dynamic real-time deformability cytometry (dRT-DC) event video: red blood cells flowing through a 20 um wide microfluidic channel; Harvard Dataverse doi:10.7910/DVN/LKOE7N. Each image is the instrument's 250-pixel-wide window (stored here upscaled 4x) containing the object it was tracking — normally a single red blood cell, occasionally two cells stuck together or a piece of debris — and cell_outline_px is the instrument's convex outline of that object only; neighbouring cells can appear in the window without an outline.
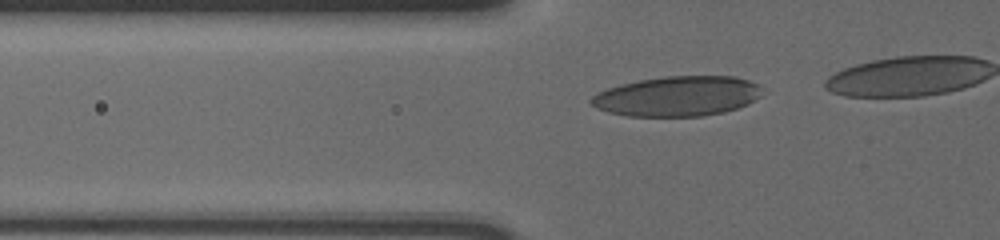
{"species": "human", "species_latin": "Homo sapiens", "temperature_condition": "cold", "stored_images_in_passage": 9, "camera_frame_rate_fps": 3000, "um_per_image_px": 0.085, "donor": {"sex": "male"}, "frame": {"image": 1, "passage_image": 2, "time_ms": 0.333, "image_size_px": [1000, 240], "cell_outline_px": [[760, 96], [748, 104], [724, 112], [700, 116], [628, 116], [608, 112], [596, 108], [588, 100], [592, 96], [608, 88], [620, 84], [640, 80], [664, 76], [732, 76], [748, 80], [756, 84]], "centroid_in_image_um": [57.53, 8.18], "position_along_channel_um": 68.3, "area_um2": 39.54}}
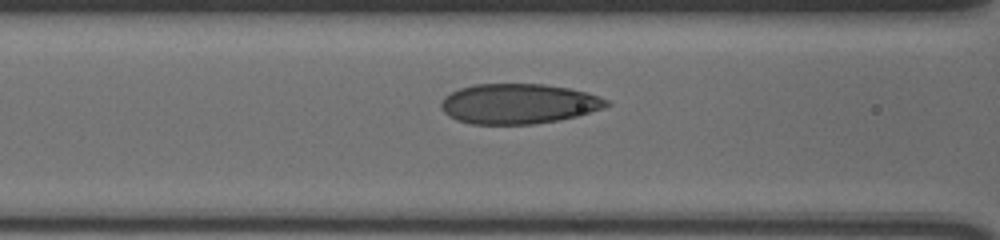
{"frame": {"image": 2, "passage_image": 7, "time_ms": 2.0, "image_size_px": [1000, 240], "cell_outline_px": [[612, 104], [576, 116], [560, 120], [532, 124], [472, 124], [456, 120], [448, 116], [440, 108], [440, 104], [444, 96], [460, 88], [472, 84], [544, 84], [568, 88], [600, 96], [608, 100]], "centroid_in_image_um": [44.03, 8.82], "position_along_channel_um": 122.6, "area_um2": 38.61}}